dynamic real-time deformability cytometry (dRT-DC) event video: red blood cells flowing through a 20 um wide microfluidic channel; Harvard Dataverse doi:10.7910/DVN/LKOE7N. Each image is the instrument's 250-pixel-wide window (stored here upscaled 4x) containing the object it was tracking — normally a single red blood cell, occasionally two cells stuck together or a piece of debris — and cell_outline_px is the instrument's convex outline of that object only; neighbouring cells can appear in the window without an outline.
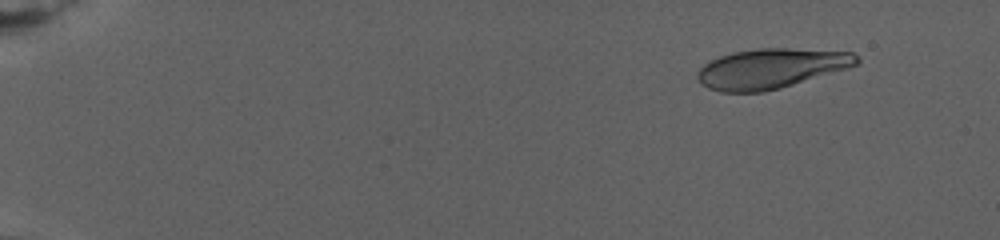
{"species": "human", "species_latin": "Homo sapiens", "temperature_condition": "warm", "stored_images_in_passage": 12, "camera_frame_rate_fps": 3000, "um_per_image_px": 0.085, "donor": {"sex": "female"}, "frame": {"image": 1, "passage_image": 3, "time_ms": 2.0, "image_size_px": [1000, 240], "cell_outline_px": [[860, 60], [856, 64], [848, 68], [780, 88], [764, 92], [720, 92], [708, 88], [696, 76], [696, 72], [704, 64], [720, 56], [732, 52], [760, 48], [788, 48], [852, 52]], "centroid_in_image_um": [65.52, 5.82], "position_along_channel_um": 19.5, "area_um2": 36.76}}
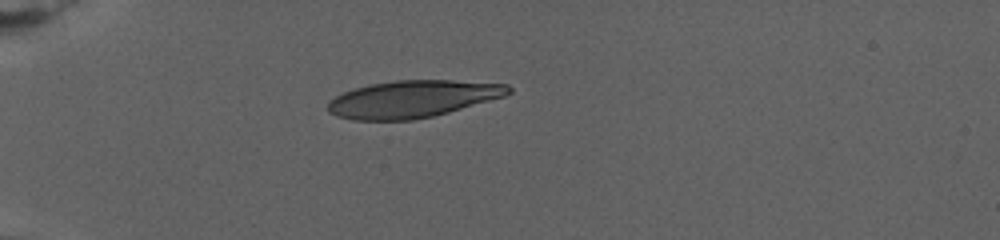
{"frame": {"image": 2, "passage_image": 8, "time_ms": 7.333, "image_size_px": [1000, 240], "cell_outline_px": [[512, 92], [504, 96], [448, 112], [432, 116], [412, 120], [352, 120], [336, 116], [328, 112], [328, 104], [336, 96], [352, 88], [368, 84], [396, 80], [452, 80], [508, 84], [512, 88]], "centroid_in_image_um": [35.06, 8.41], "position_along_channel_um": 49.9, "area_um2": 39.02}}
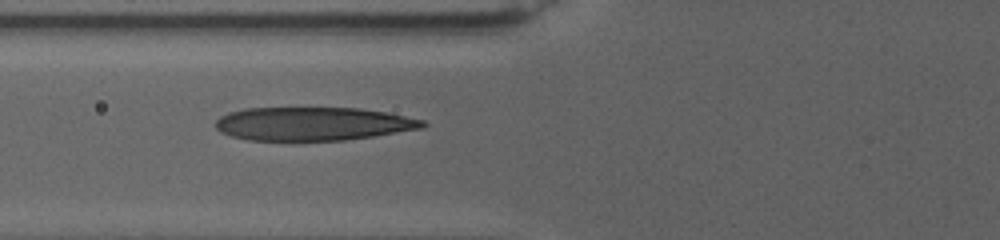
{"frame": {"image": 3, "passage_image": 11, "time_ms": 10.333, "image_size_px": [1000, 240], "cell_outline_px": [[428, 124], [424, 128], [372, 136], [344, 140], [248, 140], [232, 136], [220, 132], [216, 128], [216, 120], [220, 116], [228, 112], [244, 108], [360, 108], [384, 112], [424, 120]], "centroid_in_image_um": [26.58, 10.52], "position_along_channel_um": 99.2, "area_um2": 40.23}}